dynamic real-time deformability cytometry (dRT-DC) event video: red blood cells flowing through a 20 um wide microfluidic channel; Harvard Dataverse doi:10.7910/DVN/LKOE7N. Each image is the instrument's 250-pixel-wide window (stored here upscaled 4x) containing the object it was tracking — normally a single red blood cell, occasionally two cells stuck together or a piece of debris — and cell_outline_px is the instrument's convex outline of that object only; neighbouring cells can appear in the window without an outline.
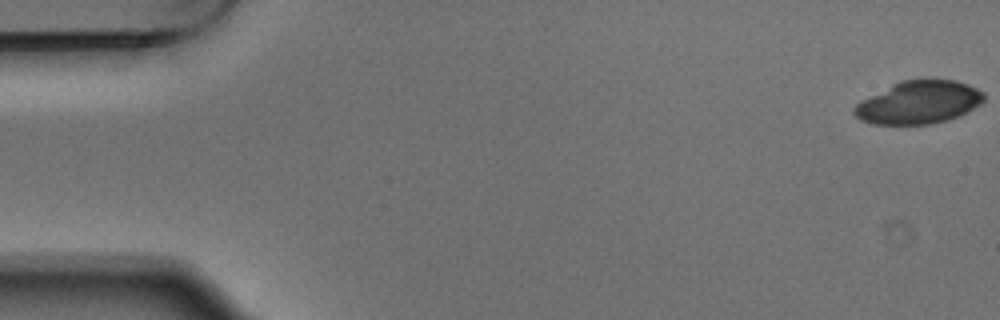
{"species": "Egyptian fruit bat (a non-hibernating species)", "species_latin": "Rousettus aegyptiacus", "temperature_condition": "warm", "stored_images_in_passage": 5, "camera_frame_rate_fps": 3000, "um_per_image_px": 0.085, "animal": {"sex": "male"}, "frame": {"image": 1, "passage_image": 1, "time_ms": 0.0, "image_size_px": [1000, 320], "cell_outline_px": [[984, 100], [980, 104], [960, 116], [928, 124], [872, 124], [860, 120], [852, 112], [852, 108], [860, 100], [900, 80], [928, 76], [956, 80], [968, 84], [984, 92]], "centroid_in_image_um": [78.08, 8.65], "position_along_channel_um": 6.9, "area_um2": 33.18}}